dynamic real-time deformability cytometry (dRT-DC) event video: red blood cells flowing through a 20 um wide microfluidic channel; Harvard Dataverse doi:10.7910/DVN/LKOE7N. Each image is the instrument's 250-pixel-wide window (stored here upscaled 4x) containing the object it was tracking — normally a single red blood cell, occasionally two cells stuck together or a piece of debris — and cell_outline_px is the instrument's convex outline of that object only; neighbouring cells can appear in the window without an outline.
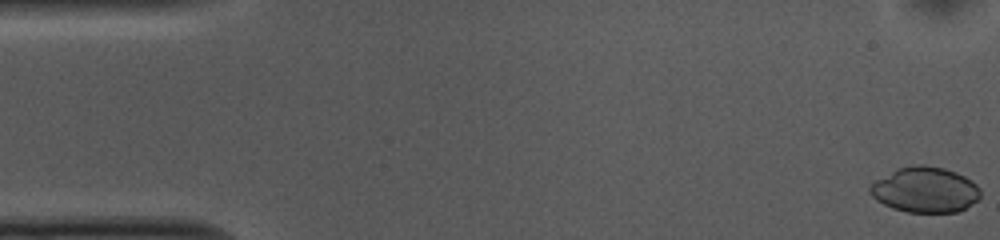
{"species": "common noctule bat (a hibernating species)", "species_latin": "Nyctalus noctula", "temperature_condition": "cold", "stored_images_in_passage": 53, "camera_frame_rate_fps": 3000, "um_per_image_px": 0.085, "animal": {"sex": "female", "body_mass_g": 10.0, "forearm_length_mm": 53.1}, "frame": {"image": 1, "passage_image": 1, "time_ms": 0.0, "image_size_px": [1000, 240], "cell_outline_px": [[980, 196], [976, 200], [964, 208], [956, 212], [908, 212], [892, 208], [876, 200], [868, 192], [868, 188], [876, 180], [896, 168], [912, 164], [924, 164], [944, 168], [956, 172], [972, 180], [980, 188]], "centroid_in_image_um": [78.61, 16.11], "position_along_channel_um": 6.4, "area_um2": 29.36}}
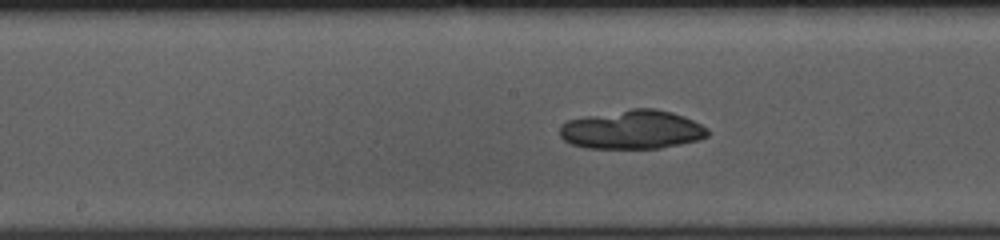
{"frame": {"image": 2, "passage_image": 26, "time_ms": 8.333, "image_size_px": [1000, 240], "cell_outline_px": [[708, 136], [700, 140], [660, 148], [588, 148], [572, 144], [564, 140], [560, 136], [560, 128], [568, 120], [584, 116], [632, 108], [656, 108], [672, 112], [684, 116], [708, 128]], "centroid_in_image_um": [53.76, 11.01], "position_along_channel_um": 194.4, "area_um2": 33.52}}
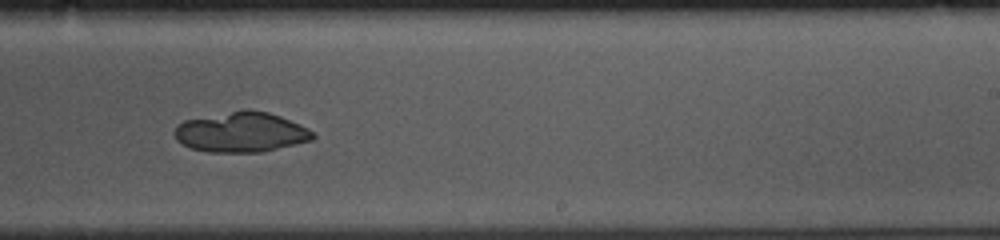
{"frame": {"image": 3, "passage_image": 32, "time_ms": 10.333, "image_size_px": [1000, 240], "cell_outline_px": [[316, 136], [312, 140], [264, 152], [208, 152], [192, 148], [180, 144], [176, 140], [172, 132], [176, 124], [184, 120], [244, 108], [248, 108], [268, 112], [280, 116], [308, 128]], "centroid_in_image_um": [20.45, 11.22], "position_along_channel_um": 268.5, "area_um2": 32.77}}